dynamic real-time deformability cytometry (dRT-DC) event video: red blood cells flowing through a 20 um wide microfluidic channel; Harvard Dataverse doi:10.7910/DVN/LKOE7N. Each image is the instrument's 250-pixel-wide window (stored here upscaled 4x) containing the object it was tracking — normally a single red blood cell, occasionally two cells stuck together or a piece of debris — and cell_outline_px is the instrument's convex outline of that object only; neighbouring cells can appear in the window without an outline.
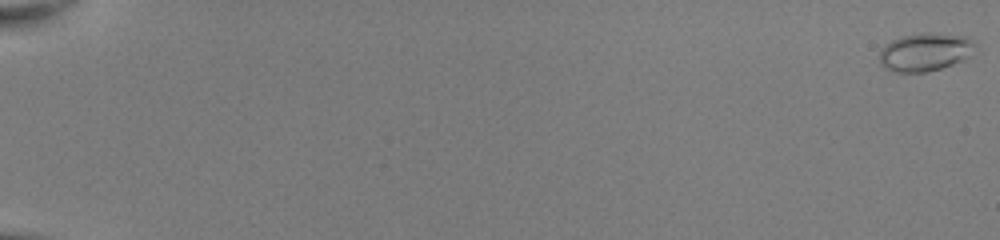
{"species": "common noctule bat (a hibernating species)", "species_latin": "Nyctalus noctula", "temperature_condition": "room temperature", "stored_images_in_passage": 53, "camera_frame_rate_fps": 3000, "um_per_image_px": 0.085, "animal": {"sex": "female", "body_mass_g": 22.0, "forearm_length_mm": 56.7}, "frame": {"image": 1, "passage_image": 1, "time_ms": 0.0, "image_size_px": [1000, 240], "cell_outline_px": [[976, 44], [964, 60], [940, 68], [924, 72], [892, 72], [884, 68], [880, 64], [880, 48], [884, 44], [900, 36], [920, 32], [932, 32], [968, 36]], "centroid_in_image_um": [78.58, 4.4], "position_along_channel_um": 6.4, "area_um2": 21.5}}
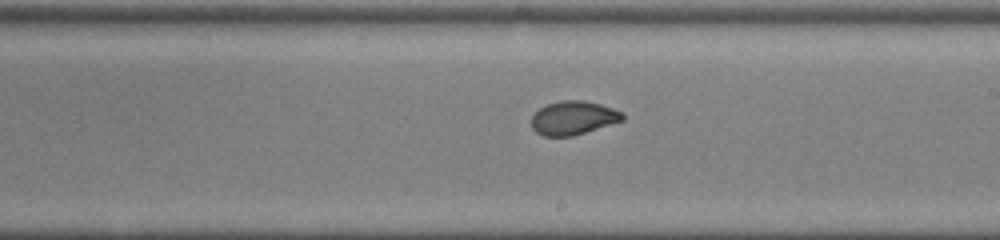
{"frame": {"image": 2, "passage_image": 34, "time_ms": 11.0, "image_size_px": [1000, 240], "cell_outline_px": [[624, 120], [572, 136], [544, 136], [536, 132], [532, 128], [532, 116], [540, 108], [548, 104], [560, 100], [584, 100], [600, 104], [624, 112]], "centroid_in_image_um": [48.74, 10.01], "position_along_channel_um": 240.3, "area_um2": 17.8}}
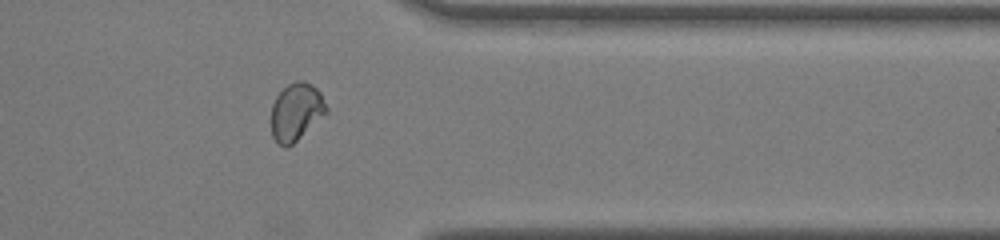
{"frame": {"image": 3, "passage_image": 45, "time_ms": 14.667, "image_size_px": [1000, 240], "cell_outline_px": [[328, 112], [288, 148], [284, 148], [272, 136], [272, 104], [276, 96], [288, 84], [296, 80], [304, 80], [312, 84], [320, 92], [328, 108]], "centroid_in_image_um": [25.19, 9.49], "position_along_channel_um": 386.2, "area_um2": 18.5}, "authors_computed_cell_mechanics": {"area_um2": 18.6116, "velocity_mm_per_s": 4.061, "shape_relaxation_time_tau1_ms": 7.3011, "shape_relaxation_time_tau2_ms": null, "deformation_change_tau1": 0.1783, "deformation_change_tau2": null}}